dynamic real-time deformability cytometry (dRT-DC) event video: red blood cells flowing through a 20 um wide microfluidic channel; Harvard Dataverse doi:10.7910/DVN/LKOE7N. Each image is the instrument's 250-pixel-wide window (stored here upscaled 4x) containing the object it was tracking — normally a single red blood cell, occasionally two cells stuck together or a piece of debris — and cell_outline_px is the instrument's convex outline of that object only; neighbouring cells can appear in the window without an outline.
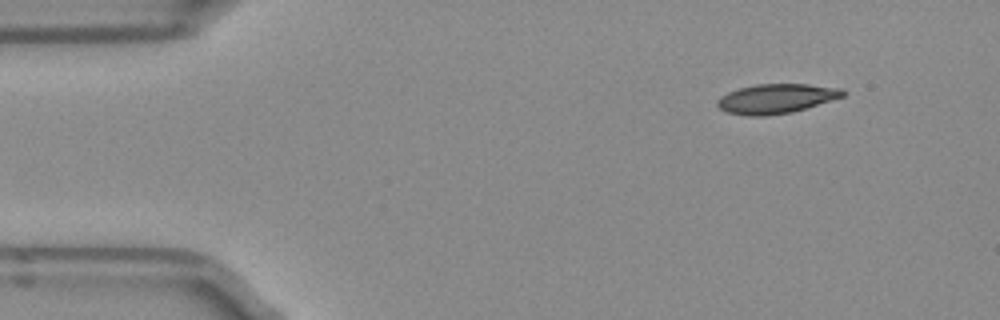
{"species": "Egyptian fruit bat (a non-hibernating species)", "species_latin": "Rousettus aegyptiacus", "temperature_condition": "room temperature", "stored_images_in_passage": 4, "camera_frame_rate_fps": 3000, "um_per_image_px": 0.085, "frame": {"image": 1, "passage_image": 1, "time_ms": 0.0, "image_size_px": [1000, 320], "cell_outline_px": [[848, 92], [844, 96], [792, 112], [764, 116], [744, 116], [728, 112], [720, 108], [716, 104], [716, 100], [720, 96], [728, 92], [740, 88], [756, 84], [808, 84], [844, 88]], "centroid_in_image_um": [65.99, 8.38], "position_along_channel_um": 19.0, "area_um2": 21.68}}